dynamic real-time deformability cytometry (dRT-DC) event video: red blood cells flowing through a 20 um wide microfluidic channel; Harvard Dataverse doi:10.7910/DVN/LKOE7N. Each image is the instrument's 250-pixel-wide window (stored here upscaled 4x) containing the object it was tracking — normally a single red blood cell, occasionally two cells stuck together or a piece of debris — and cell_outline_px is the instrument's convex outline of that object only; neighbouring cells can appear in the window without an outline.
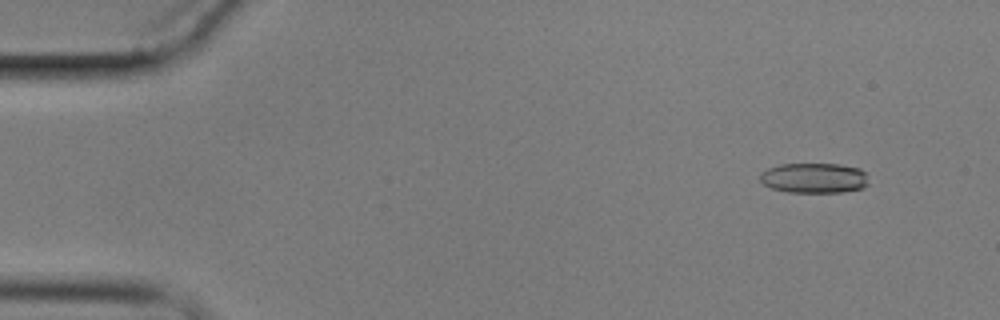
{"species": "common noctule bat (a hibernating species)", "species_latin": "Nyctalus noctula", "temperature_condition": "cold", "stored_images_in_passage": 8, "camera_frame_rate_fps": 3000, "um_per_image_px": 0.085, "animal": {"sex": "male", "body_mass_g": 17.9}, "frame": {"image": 1, "passage_image": 1, "time_ms": 0.0, "image_size_px": [1000, 320], "cell_outline_px": [[868, 184], [864, 188], [844, 192], [788, 192], [772, 188], [764, 184], [760, 180], [760, 172], [768, 168], [780, 164], [840, 164], [860, 168], [864, 172]], "centroid_in_image_um": [69.2, 15.13], "position_along_channel_um": 15.8, "area_um2": 19.13}}
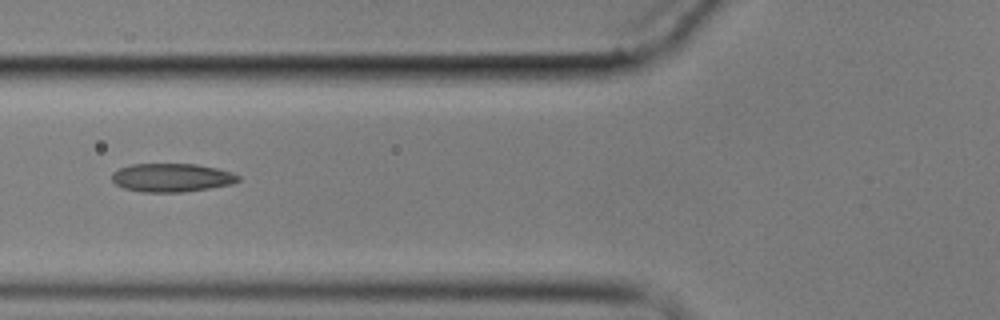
{"frame": {"image": 2, "passage_image": 5, "time_ms": 5.667, "image_size_px": [1000, 320], "cell_outline_px": [[240, 180], [232, 184], [184, 192], [140, 192], [124, 188], [116, 184], [112, 180], [112, 172], [120, 168], [132, 164], [196, 164], [216, 168], [232, 172], [240, 176]], "centroid_in_image_um": [14.59, 15.1], "position_along_channel_um": 111.2, "area_um2": 20.98}}
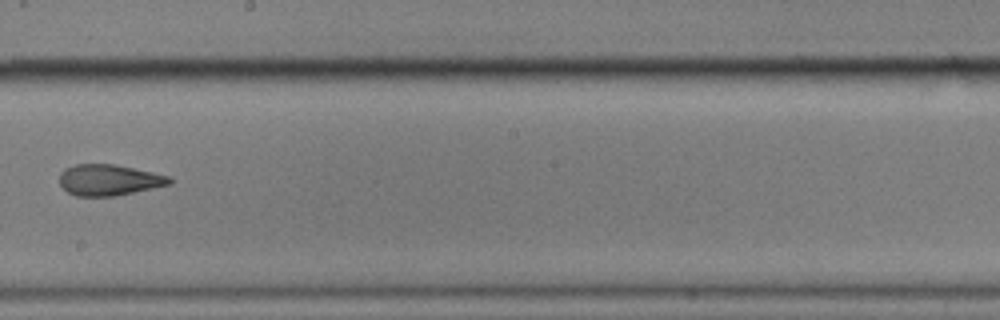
{"frame": {"image": 3, "passage_image": 8, "time_ms": 9.333, "image_size_px": [1000, 320], "cell_outline_px": [[172, 184], [116, 196], [76, 196], [68, 192], [60, 184], [60, 172], [64, 168], [76, 164], [116, 164], [172, 176]], "centroid_in_image_um": [9.29, 15.29], "position_along_channel_um": 238.9, "area_um2": 20.11}}